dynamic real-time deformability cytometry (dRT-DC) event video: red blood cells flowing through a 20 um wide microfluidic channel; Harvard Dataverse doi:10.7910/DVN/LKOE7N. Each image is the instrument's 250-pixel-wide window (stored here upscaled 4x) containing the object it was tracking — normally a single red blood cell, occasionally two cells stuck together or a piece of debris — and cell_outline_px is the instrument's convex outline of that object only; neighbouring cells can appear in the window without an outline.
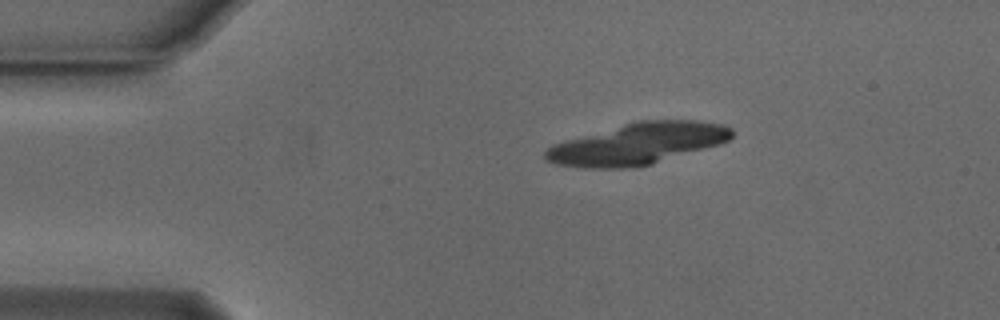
{"species": "Egyptian fruit bat (a non-hibernating species)", "species_latin": "Rousettus aegyptiacus", "temperature_condition": "cold", "stored_images_in_passage": 12, "segment_of_instrument_passage": [1, 3], "camera_frame_rate_fps": 3000, "um_per_image_px": 0.085, "animal": {"sex": "male"}, "frame": {"image": 1, "passage_image": 1, "time_ms": 0.0, "image_size_px": [1000, 320], "cell_outline_px": [[652, 160], [640, 164], [592, 164], [564, 160], [552, 156], [552, 152], [556, 148], [572, 144], [612, 144], [648, 152], [652, 156]], "centroid_in_image_um": [51.14, 13.12], "position_along_channel_um": 33.9, "area_um2": 11.62}}